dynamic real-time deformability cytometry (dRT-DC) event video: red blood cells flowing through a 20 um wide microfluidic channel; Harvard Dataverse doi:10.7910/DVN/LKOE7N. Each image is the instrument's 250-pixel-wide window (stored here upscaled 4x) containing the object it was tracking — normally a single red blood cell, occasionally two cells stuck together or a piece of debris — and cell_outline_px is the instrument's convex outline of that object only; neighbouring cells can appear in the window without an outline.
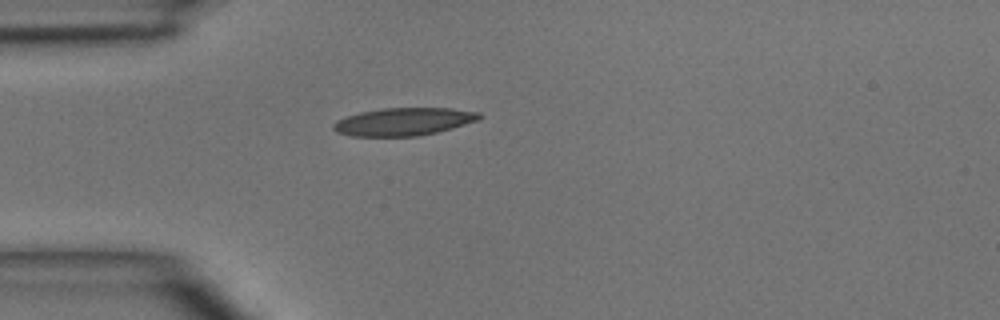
{"species": "common noctule bat (a hibernating species)", "species_latin": "Nyctalus noctula", "temperature_condition": "room temperature", "stored_images_in_passage": 3, "camera_frame_rate_fps": 3000, "um_per_image_px": 0.085, "animal": {"sex": "male", "body_mass_g": 15.6}, "frame": {"image": 1, "passage_image": 3, "time_ms": 2.333, "image_size_px": [1000, 320], "cell_outline_px": [[484, 116], [480, 120], [452, 128], [436, 132], [416, 136], [352, 136], [336, 132], [332, 128], [332, 124], [336, 120], [360, 112], [384, 108], [452, 108], [480, 112]], "centroid_in_image_um": [34.34, 10.33], "position_along_channel_um": 50.7, "area_um2": 23.7}}